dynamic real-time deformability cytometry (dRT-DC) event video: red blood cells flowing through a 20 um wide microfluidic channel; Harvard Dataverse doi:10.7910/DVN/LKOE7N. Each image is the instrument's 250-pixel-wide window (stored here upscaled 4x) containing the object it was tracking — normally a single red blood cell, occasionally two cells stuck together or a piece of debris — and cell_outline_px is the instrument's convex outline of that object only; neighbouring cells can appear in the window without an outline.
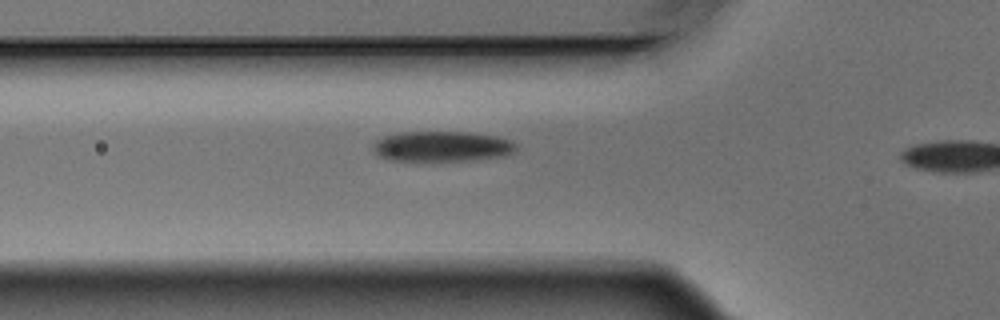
{"species": "Egyptian fruit bat (a non-hibernating species)", "species_latin": "Rousettus aegyptiacus", "temperature_condition": "warm", "stored_images_in_passage": 6, "segment_of_instrument_passage": [1, 2], "camera_frame_rate_fps": 3000, "um_per_image_px": 0.085, "animal": {"sex": "male"}, "frame": {"image": 1, "passage_image": 5, "time_ms": 1.333, "image_size_px": [1000, 320], "cell_outline_px": [[516, 148], [512, 152], [504, 156], [476, 160], [388, 160], [380, 156], [372, 148], [372, 144], [376, 140], [384, 136], [400, 132], [468, 132], [496, 136], [508, 140], [516, 144]], "centroid_in_image_um": [37.55, 12.44], "position_along_channel_um": 88.3, "area_um2": 25.14}}